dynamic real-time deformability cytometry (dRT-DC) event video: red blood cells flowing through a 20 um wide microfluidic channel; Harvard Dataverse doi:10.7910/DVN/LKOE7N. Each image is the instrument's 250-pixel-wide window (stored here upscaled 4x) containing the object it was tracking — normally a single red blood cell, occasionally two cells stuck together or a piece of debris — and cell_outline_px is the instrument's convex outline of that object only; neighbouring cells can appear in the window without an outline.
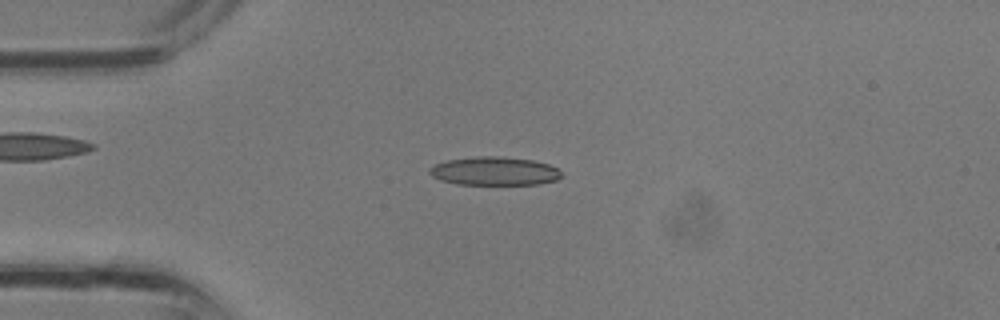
{"species": "common noctule bat (a hibernating species)", "species_latin": "Nyctalus noctula", "temperature_condition": "room temperature", "stored_images_in_passage": 33, "camera_frame_rate_fps": 3000, "um_per_image_px": 0.085, "animal": {"sex": "male", "body_mass_g": 13.3}, "frame": {"image": 1, "passage_image": 8, "time_ms": 2.333, "image_size_px": [1000, 320], "cell_outline_px": [[564, 176], [556, 180], [540, 184], [456, 184], [440, 180], [432, 176], [428, 172], [428, 168], [436, 164], [448, 160], [476, 156], [500, 156], [532, 160], [548, 164], [556, 168]], "centroid_in_image_um": [42.02, 14.54], "position_along_channel_um": 43.0, "area_um2": 21.91}}
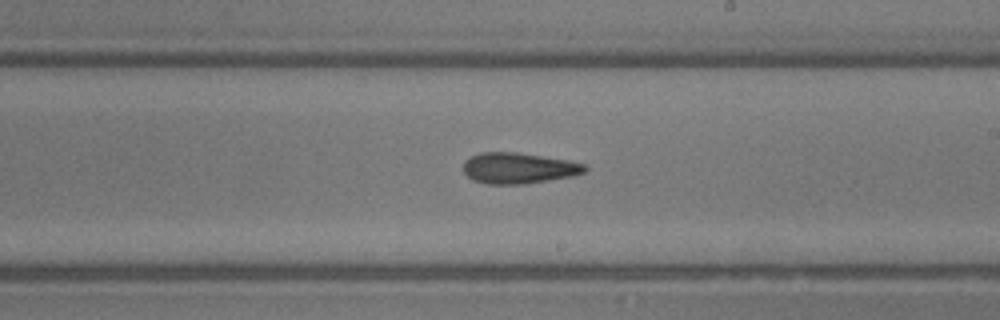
{"frame": {"image": 2, "passage_image": 19, "time_ms": 6.0, "image_size_px": [1000, 320], "cell_outline_px": [[588, 168], [584, 172], [572, 176], [524, 184], [488, 184], [472, 180], [464, 172], [464, 160], [480, 152], [516, 152], [568, 160], [584, 164]], "centroid_in_image_um": [44.06, 14.29], "position_along_channel_um": 244.9, "area_um2": 21.79}}
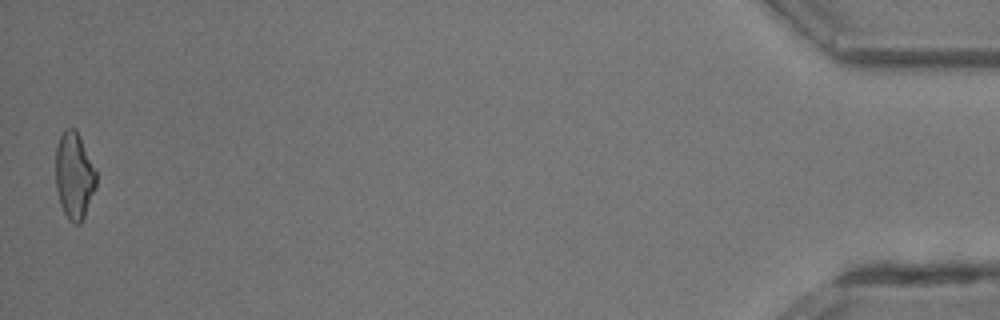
{"frame": {"image": 3, "passage_image": 33, "time_ms": 10.667, "image_size_px": [1000, 320], "cell_outline_px": [[96, 188], [84, 216], [80, 224], [76, 224], [68, 220], [60, 204], [56, 188], [56, 148], [60, 136], [68, 128], [76, 128], [80, 136], [96, 172]], "centroid_in_image_um": [6.31, 14.95], "position_along_channel_um": 428.9, "area_um2": 20.35}}